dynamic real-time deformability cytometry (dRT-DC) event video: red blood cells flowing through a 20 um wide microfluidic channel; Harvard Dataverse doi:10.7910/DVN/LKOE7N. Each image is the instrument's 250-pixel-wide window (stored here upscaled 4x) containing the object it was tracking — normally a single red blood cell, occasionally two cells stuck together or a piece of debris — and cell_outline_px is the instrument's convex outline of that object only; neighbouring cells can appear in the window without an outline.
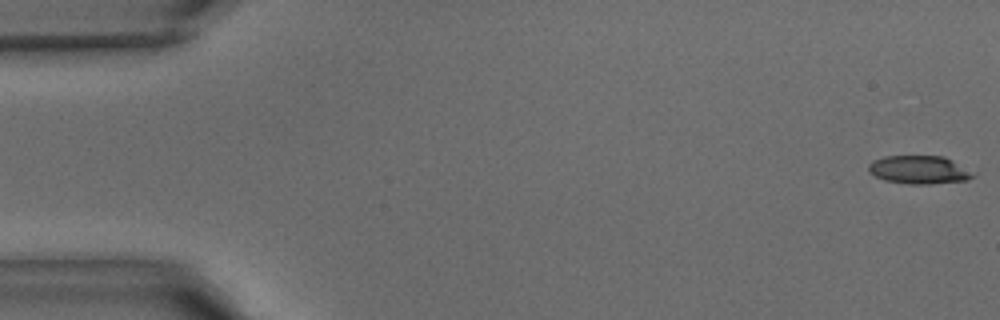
{"species": "common noctule bat (a hibernating species)", "species_latin": "Nyctalus noctula", "temperature_condition": "warm", "stored_images_in_passage": 41, "camera_frame_rate_fps": 3000, "um_per_image_px": 0.085, "animal": {"sex": "male", "body_mass_g": 15.6}, "frame": {"image": 1, "passage_image": 1, "time_ms": 0.0, "image_size_px": [1000, 320], "cell_outline_px": [[976, 176], [968, 180], [932, 184], [908, 184], [884, 180], [868, 172], [868, 164], [872, 160], [884, 156], [944, 156], [976, 172]], "centroid_in_image_um": [78.16, 14.43], "position_along_channel_um": 6.8, "area_um2": 17.51}}
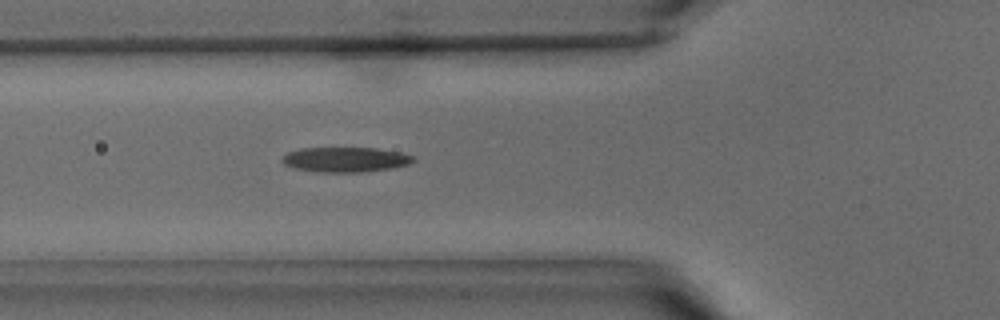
{"frame": {"image": 2, "passage_image": 15, "time_ms": 4.667, "image_size_px": [1000, 320], "cell_outline_px": [[416, 160], [408, 164], [392, 168], [360, 172], [320, 172], [296, 168], [284, 164], [280, 160], [288, 152], [300, 148], [376, 148], [400, 152], [412, 156]], "centroid_in_image_um": [29.36, 13.56], "position_along_channel_um": 96.4, "area_um2": 18.9}}
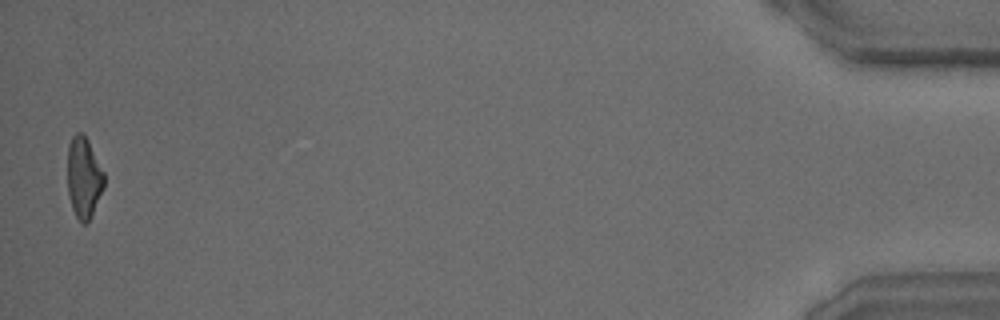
{"frame": {"image": 3, "passage_image": 41, "time_ms": 13.333, "image_size_px": [1000, 320], "cell_outline_px": [[104, 188], [92, 216], [84, 224], [76, 216], [72, 208], [68, 196], [68, 148], [72, 136], [76, 132], [80, 132], [88, 140], [104, 172]], "centroid_in_image_um": [7.13, 15.1], "position_along_channel_um": 428.1, "area_um2": 17.22}}